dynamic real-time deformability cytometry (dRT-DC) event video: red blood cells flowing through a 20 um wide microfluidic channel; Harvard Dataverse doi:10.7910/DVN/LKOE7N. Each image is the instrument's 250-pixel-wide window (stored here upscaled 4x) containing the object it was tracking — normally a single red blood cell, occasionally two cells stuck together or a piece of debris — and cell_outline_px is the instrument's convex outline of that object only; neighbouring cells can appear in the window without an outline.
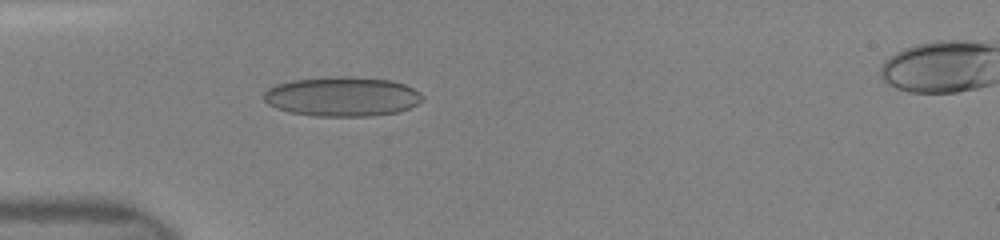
{"species": "human", "species_latin": "Homo sapiens", "temperature_condition": "room temperature", "stored_images_in_passage": 48, "camera_frame_rate_fps": 3000, "um_per_image_px": 0.085, "donor": {"sex": "female"}, "frame": {"image": 1, "passage_image": 15, "time_ms": 4.667, "image_size_px": [1000, 240], "cell_outline_px": [[424, 100], [400, 112], [372, 116], [316, 116], [288, 112], [276, 108], [268, 104], [264, 100], [264, 92], [268, 88], [276, 84], [292, 80], [336, 76], [348, 76], [392, 80], [404, 84], [420, 92], [424, 96]], "centroid_in_image_um": [29.1, 8.21], "position_along_channel_um": 55.9, "area_um2": 36.82}}
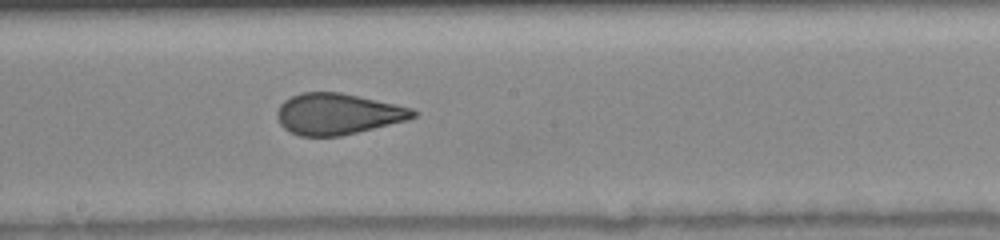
{"frame": {"image": 2, "passage_image": 27, "time_ms": 8.667, "image_size_px": [1000, 240], "cell_outline_px": [[420, 112], [416, 116], [408, 120], [340, 136], [300, 136], [284, 128], [280, 124], [276, 116], [276, 112], [280, 104], [284, 100], [300, 92], [340, 92], [396, 104], [412, 108]], "centroid_in_image_um": [28.71, 9.68], "position_along_channel_um": 219.5, "area_um2": 32.66}}
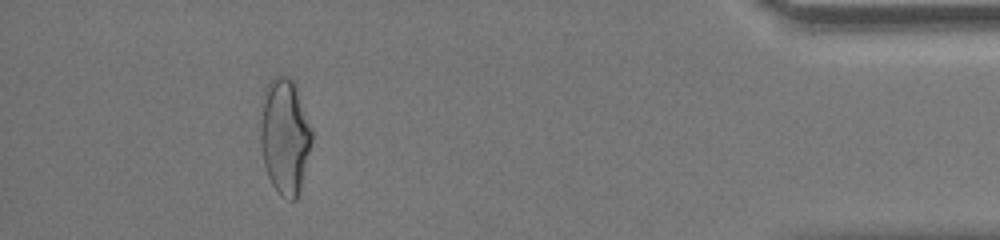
{"frame": {"image": 3, "passage_image": 44, "time_ms": 14.333, "image_size_px": [1000, 240], "cell_outline_px": [[312, 140], [300, 188], [296, 200], [288, 200], [280, 196], [272, 184], [268, 176], [264, 164], [260, 144], [260, 100], [264, 88], [272, 76], [288, 76], [296, 84], [312, 132]], "centroid_in_image_um": [24.17, 11.54], "position_along_channel_um": 411.0, "area_um2": 35.03}}